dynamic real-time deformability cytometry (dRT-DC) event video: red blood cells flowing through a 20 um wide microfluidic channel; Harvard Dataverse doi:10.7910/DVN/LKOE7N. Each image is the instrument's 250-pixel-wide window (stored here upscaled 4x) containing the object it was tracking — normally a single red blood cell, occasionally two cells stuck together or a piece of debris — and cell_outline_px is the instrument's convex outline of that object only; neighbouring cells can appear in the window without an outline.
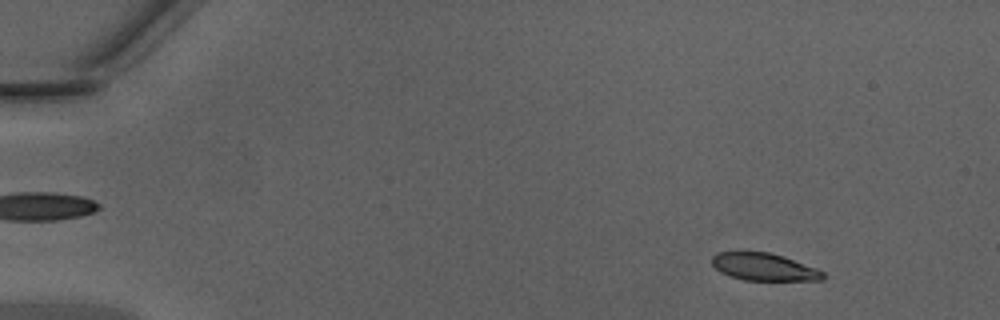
{"species": "Egyptian fruit bat (a non-hibernating species)", "species_latin": "Rousettus aegyptiacus", "temperature_condition": "warm", "stored_images_in_passage": 49, "camera_frame_rate_fps": 3000, "um_per_image_px": 0.085, "animal": {"sex": "male"}, "frame": {"image": 1, "passage_image": 6, "time_ms": 1.667, "image_size_px": [1000, 320], "cell_outline_px": [[824, 280], [744, 280], [720, 272], [712, 264], [712, 256], [716, 252], [768, 252], [784, 256], [816, 268], [824, 272]], "centroid_in_image_um": [64.94, 22.68], "position_along_channel_um": 20.1, "area_um2": 17.63}}
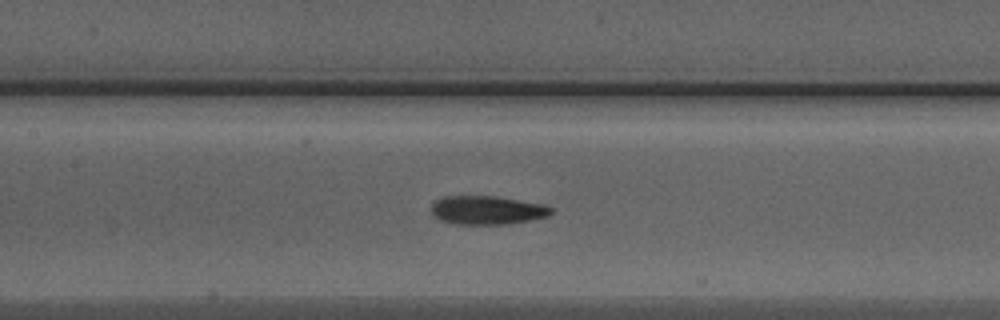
{"frame": {"image": 2, "passage_image": 24, "time_ms": 7.667, "image_size_px": [1000, 320], "cell_outline_px": [[556, 208], [548, 216], [508, 224], [456, 224], [440, 220], [432, 212], [432, 204], [436, 200], [444, 196], [496, 196], [544, 204]], "centroid_in_image_um": [41.44, 17.85], "position_along_channel_um": 166.0, "area_um2": 20.0}}
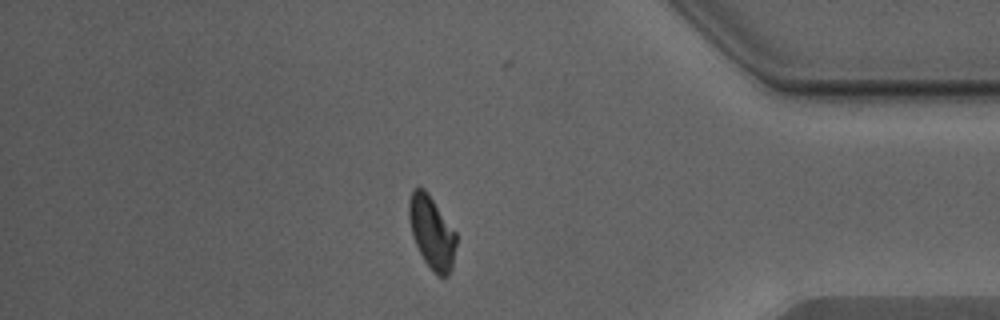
{"frame": {"image": 3, "passage_image": 42, "time_ms": 13.667, "image_size_px": [1000, 320], "cell_outline_px": [[456, 244], [452, 268], [448, 276], [436, 276], [432, 272], [424, 260], [412, 236], [408, 220], [408, 200], [412, 188], [424, 188], [428, 192], [456, 232]], "centroid_in_image_um": [36.68, 19.74], "position_along_channel_um": 398.5, "area_um2": 20.29}, "authors_computed_cell_mechanics": {"area_um2": 19.941, "velocity_mm_per_s": 4.3368, "shape_relaxation_time_tau1_ms": 3.0814, "shape_relaxation_time_tau2_ms": 1.7255, "deformation_change_tau1": 0.1545, "deformation_change_tau2": 0.0874}}